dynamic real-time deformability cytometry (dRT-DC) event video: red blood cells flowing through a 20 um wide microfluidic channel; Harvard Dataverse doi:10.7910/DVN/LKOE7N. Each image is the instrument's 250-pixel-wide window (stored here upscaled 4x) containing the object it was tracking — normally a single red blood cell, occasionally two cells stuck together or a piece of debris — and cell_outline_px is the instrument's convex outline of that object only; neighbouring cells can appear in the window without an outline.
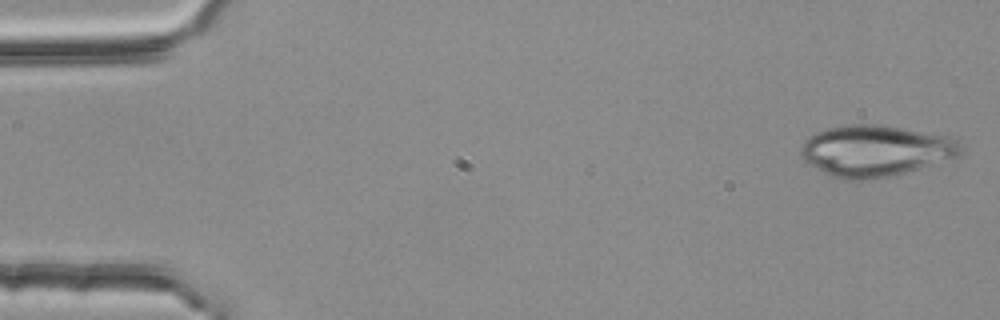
{"species": "common noctule bat (a hibernating species)", "species_latin": "Nyctalus noctula", "temperature_condition": "room temperature", "stored_images_in_passage": 4, "camera_frame_rate_fps": 3000, "um_per_image_px": 0.085, "animal": {"sex": "female", "body_mass_g": 25.1}, "frame": {"image": 1, "passage_image": 1, "time_ms": 0.0, "image_size_px": [1000, 320], "cell_outline_px": [[960, 152], [956, 156], [904, 172], [888, 176], [848, 180], [844, 180], [832, 176], [816, 168], [804, 160], [800, 156], [800, 148], [804, 140], [816, 132], [828, 128], [848, 124], [880, 124], [952, 136], [956, 140], [960, 148]], "centroid_in_image_um": [74.35, 12.78], "position_along_channel_um": 10.6, "area_um2": 47.05}}